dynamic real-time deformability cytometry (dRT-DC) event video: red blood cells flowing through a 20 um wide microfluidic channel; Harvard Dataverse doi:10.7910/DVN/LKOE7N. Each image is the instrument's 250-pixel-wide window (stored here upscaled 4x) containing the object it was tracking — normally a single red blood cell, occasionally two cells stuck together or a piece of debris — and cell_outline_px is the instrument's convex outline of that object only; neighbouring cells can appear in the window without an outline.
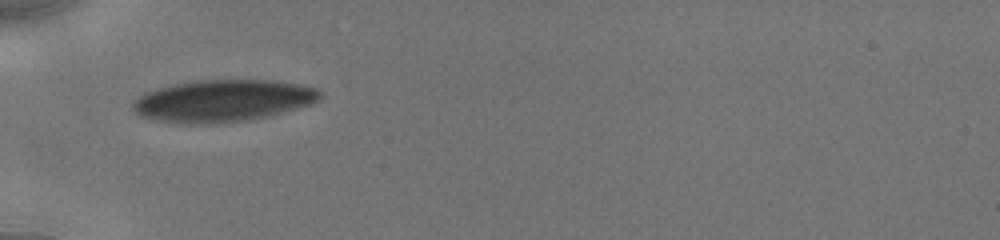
{"species": "human", "species_latin": "Homo sapiens", "temperature_condition": "cold", "stored_images_in_passage": 3, "camera_frame_rate_fps": 3000, "um_per_image_px": 0.085, "donor": {"sex": "male"}, "frame": {"image": 1, "passage_image": 1, "time_ms": 0.0, "image_size_px": [1000, 240], "cell_outline_px": [[324, 96], [320, 100], [312, 104], [272, 116], [248, 120], [204, 124], [180, 124], [140, 116], [132, 108], [132, 100], [144, 92], [156, 88], [196, 80], [272, 80], [304, 84], [316, 88]], "centroid_in_image_um": [18.98, 8.56], "position_along_channel_um": 66.0, "area_um2": 46.36}}
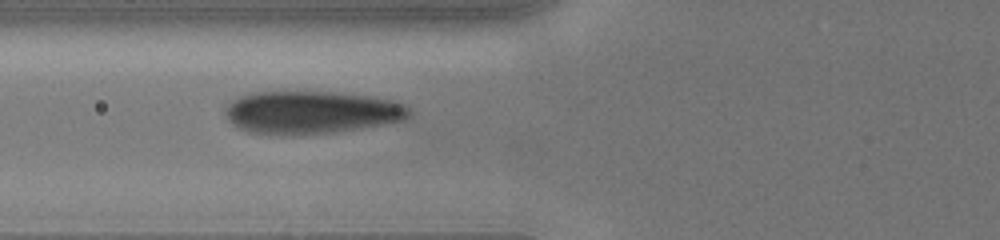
{"frame": {"image": 2, "passage_image": 2, "time_ms": 1.0, "image_size_px": [1000, 240], "cell_outline_px": [[412, 116], [404, 120], [360, 128], [336, 132], [292, 136], [284, 136], [248, 132], [232, 124], [228, 120], [224, 112], [224, 104], [240, 96], [252, 92], [332, 92], [368, 96], [392, 100], [404, 104], [412, 112]], "centroid_in_image_um": [26.42, 9.56], "position_along_channel_um": 99.4, "area_um2": 46.36}}